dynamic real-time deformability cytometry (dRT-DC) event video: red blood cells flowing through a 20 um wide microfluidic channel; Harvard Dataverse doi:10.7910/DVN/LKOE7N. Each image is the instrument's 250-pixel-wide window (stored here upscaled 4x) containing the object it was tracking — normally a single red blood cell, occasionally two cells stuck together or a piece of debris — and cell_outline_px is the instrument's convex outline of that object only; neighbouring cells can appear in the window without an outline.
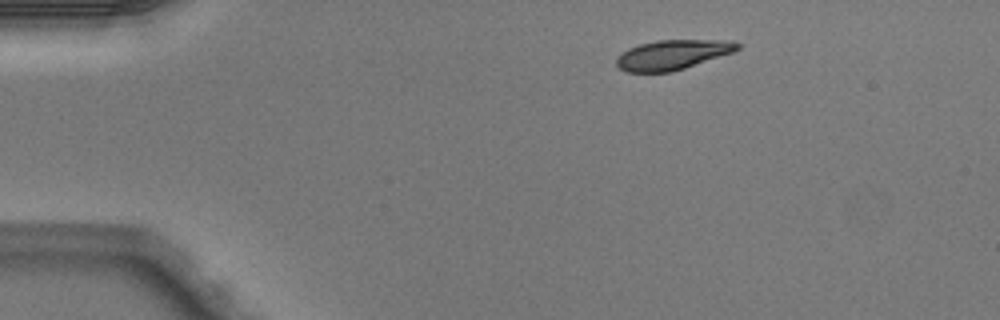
{"species": "Egyptian fruit bat (a non-hibernating species)", "species_latin": "Rousettus aegyptiacus", "temperature_condition": "warm", "stored_images_in_passage": 3, "camera_frame_rate_fps": 3000, "um_per_image_px": 0.085, "animal": {"sex": "male"}, "frame": {"image": 1, "passage_image": 1, "time_ms": 0.0, "image_size_px": [1000, 320], "cell_outline_px": [[740, 48], [732, 52], [684, 68], [668, 72], [628, 72], [620, 68], [616, 64], [616, 56], [628, 48], [640, 44], [656, 40], [732, 40], [740, 44]], "centroid_in_image_um": [57.13, 4.64], "position_along_channel_um": 27.9, "area_um2": 20.81}}
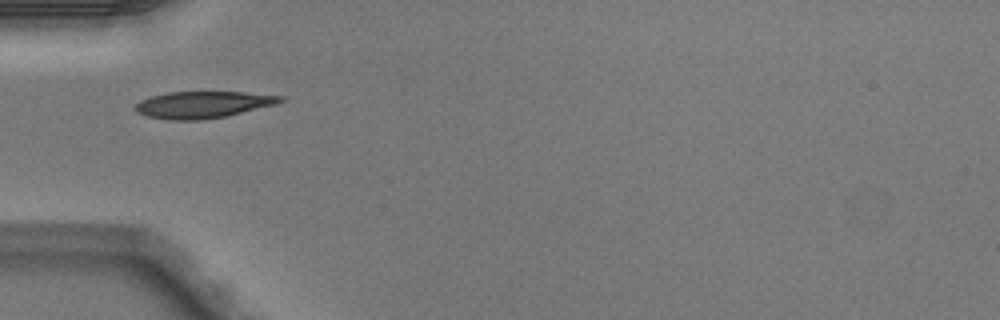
{"frame": {"image": 2, "passage_image": 3, "time_ms": 0.667, "image_size_px": [1000, 320], "cell_outline_px": [[284, 100], [276, 104], [228, 116], [204, 120], [168, 120], [148, 116], [136, 112], [132, 108], [140, 100], [152, 96], [168, 92], [244, 92], [284, 96]], "centroid_in_image_um": [17.24, 8.9], "position_along_channel_um": 67.8, "area_um2": 22.77}}